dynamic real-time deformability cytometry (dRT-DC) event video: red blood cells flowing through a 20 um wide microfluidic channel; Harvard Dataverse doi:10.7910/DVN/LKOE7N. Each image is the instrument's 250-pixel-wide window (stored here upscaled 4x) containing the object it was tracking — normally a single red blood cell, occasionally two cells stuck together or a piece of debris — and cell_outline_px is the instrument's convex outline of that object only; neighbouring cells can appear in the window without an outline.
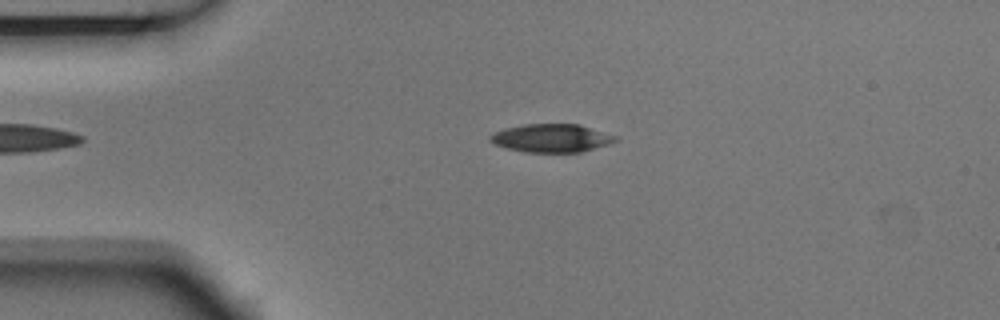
{"species": "Egyptian fruit bat (a non-hibernating species)", "species_latin": "Rousettus aegyptiacus", "temperature_condition": "room temperature", "stored_images_in_passage": 6, "camera_frame_rate_fps": 3000, "um_per_image_px": 0.085, "animal": {"sex": "male"}, "frame": {"image": 1, "passage_image": 4, "time_ms": 1.0, "image_size_px": [1000, 320], "cell_outline_px": [[620, 140], [580, 152], [524, 152], [508, 148], [496, 144], [488, 140], [488, 136], [504, 128], [524, 124], [580, 124], [620, 136]], "centroid_in_image_um": [46.92, 11.73], "position_along_channel_um": 38.1, "area_um2": 20.69}}
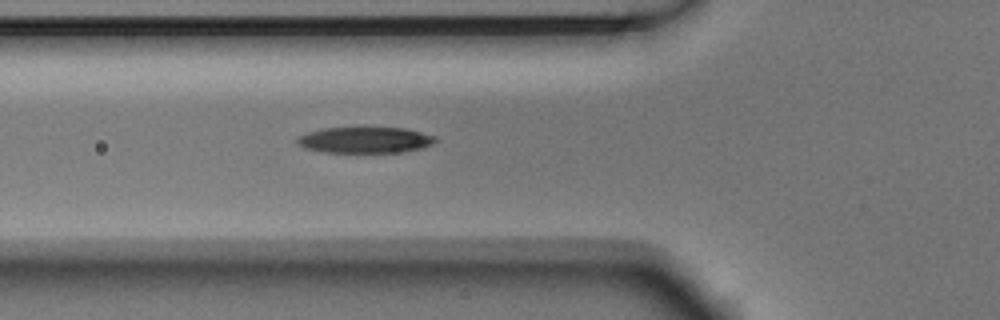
{"frame": {"image": 2, "passage_image": 6, "time_ms": 1.667, "image_size_px": [1000, 320], "cell_outline_px": [[440, 140], [424, 148], [400, 152], [324, 152], [304, 148], [296, 144], [296, 140], [300, 136], [308, 132], [320, 128], [404, 128], [436, 136]], "centroid_in_image_um": [31.05, 11.9], "position_along_channel_um": 94.8, "area_um2": 21.04}}